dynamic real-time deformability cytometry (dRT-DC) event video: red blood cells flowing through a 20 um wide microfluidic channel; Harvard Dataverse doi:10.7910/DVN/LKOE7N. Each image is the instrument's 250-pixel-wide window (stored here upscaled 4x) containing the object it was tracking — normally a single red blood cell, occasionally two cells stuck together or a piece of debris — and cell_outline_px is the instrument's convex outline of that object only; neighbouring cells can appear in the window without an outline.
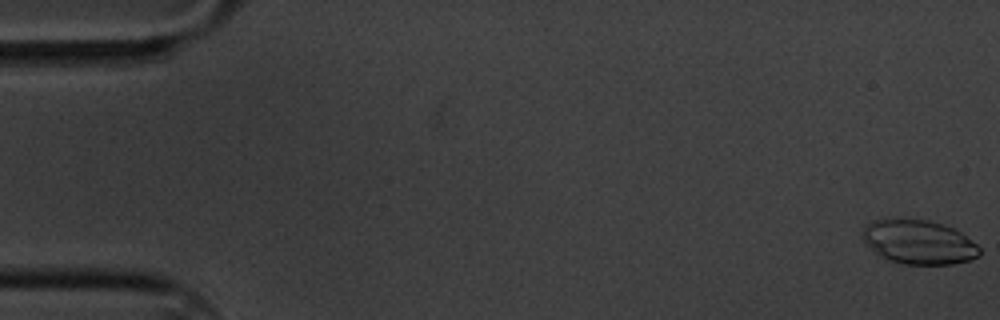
{"species": "common noctule bat (a hibernating species)", "species_latin": "Nyctalus noctula", "temperature_condition": "cold", "stored_images_in_passage": 17, "camera_frame_rate_fps": 3000, "um_per_image_px": 0.085, "animal": {"sex": "male", "body_mass_g": 20.1, "forearm_length_mm": 53.5}, "frame": {"image": 1, "passage_image": 1, "time_ms": 0.0, "image_size_px": [1000, 320], "cell_outline_px": [[980, 256], [972, 260], [952, 264], [904, 264], [888, 260], [880, 256], [864, 240], [860, 232], [872, 220], [896, 216], [928, 220], [952, 228], [960, 232], [976, 244], [980, 248]], "centroid_in_image_um": [78.07, 20.55], "position_along_channel_um": 6.9, "area_um2": 30.46}}
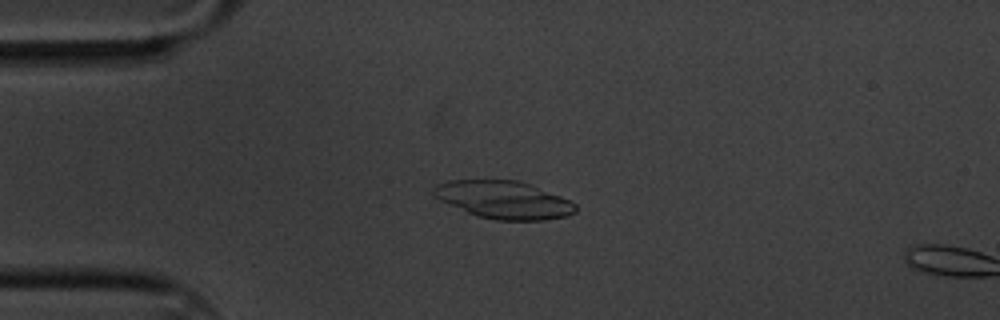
{"frame": {"image": 2, "passage_image": 15, "time_ms": 4.667, "image_size_px": [1000, 320], "cell_outline_px": [[576, 212], [568, 216], [544, 220], [496, 220], [476, 216], [440, 200], [432, 192], [432, 188], [436, 184], [448, 180], [516, 180], [528, 184], [560, 196], [576, 204]], "centroid_in_image_um": [42.8, 16.99], "position_along_channel_um": 42.2, "area_um2": 30.98}}